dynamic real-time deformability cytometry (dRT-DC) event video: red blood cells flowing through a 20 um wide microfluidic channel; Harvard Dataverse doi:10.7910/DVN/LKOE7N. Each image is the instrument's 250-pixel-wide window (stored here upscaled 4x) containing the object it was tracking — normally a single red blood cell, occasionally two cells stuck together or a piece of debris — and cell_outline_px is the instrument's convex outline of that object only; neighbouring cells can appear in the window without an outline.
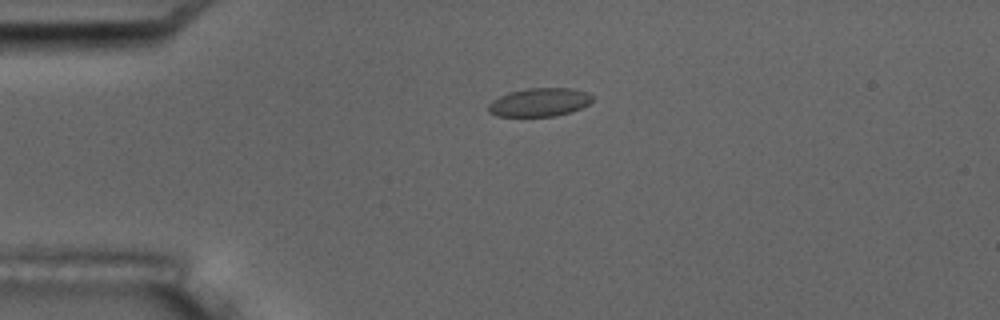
{"species": "common noctule bat (a hibernating species)", "species_latin": "Nyctalus noctula", "temperature_condition": "room temperature", "stored_images_in_passage": 3, "camera_frame_rate_fps": 3000, "um_per_image_px": 0.085, "animal": {"sex": "male", "body_mass_g": 17.5, "forearm_length_mm": 52.3}, "frame": {"image": 1, "passage_image": 2, "time_ms": 1.333, "image_size_px": [1000, 320], "cell_outline_px": [[592, 100], [588, 104], [572, 112], [556, 116], [496, 116], [488, 112], [488, 104], [492, 100], [508, 92], [528, 88], [572, 88], [588, 92], [592, 96]], "centroid_in_image_um": [45.84, 8.69], "position_along_channel_um": 39.2, "area_um2": 17.34}}